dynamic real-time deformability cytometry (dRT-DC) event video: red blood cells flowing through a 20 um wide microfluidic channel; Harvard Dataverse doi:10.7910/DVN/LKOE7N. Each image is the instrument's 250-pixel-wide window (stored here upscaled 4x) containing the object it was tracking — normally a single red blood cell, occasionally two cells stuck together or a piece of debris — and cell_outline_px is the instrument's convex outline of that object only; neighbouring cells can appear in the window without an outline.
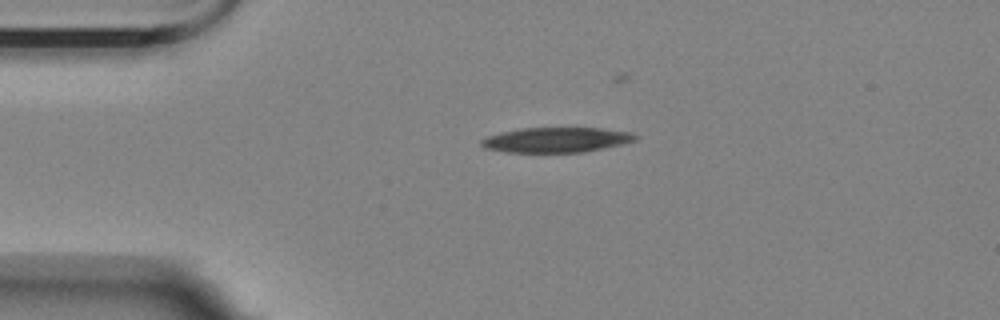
{"species": "Egyptian fruit bat (a non-hibernating species)", "species_latin": "Rousettus aegyptiacus", "temperature_condition": "room temperature", "stored_images_in_passage": 5, "camera_frame_rate_fps": 3000, "um_per_image_px": 0.085, "animal": {"sex": "female"}, "frame": {"image": 1, "passage_image": 5, "time_ms": 4.667, "image_size_px": [1000, 320], "cell_outline_px": [[636, 140], [620, 144], [584, 152], [504, 152], [484, 148], [480, 144], [480, 140], [488, 136], [500, 132], [520, 128], [600, 128], [632, 132], [636, 136]], "centroid_in_image_um": [47.23, 11.88], "position_along_channel_um": 37.8, "area_um2": 22.37}}